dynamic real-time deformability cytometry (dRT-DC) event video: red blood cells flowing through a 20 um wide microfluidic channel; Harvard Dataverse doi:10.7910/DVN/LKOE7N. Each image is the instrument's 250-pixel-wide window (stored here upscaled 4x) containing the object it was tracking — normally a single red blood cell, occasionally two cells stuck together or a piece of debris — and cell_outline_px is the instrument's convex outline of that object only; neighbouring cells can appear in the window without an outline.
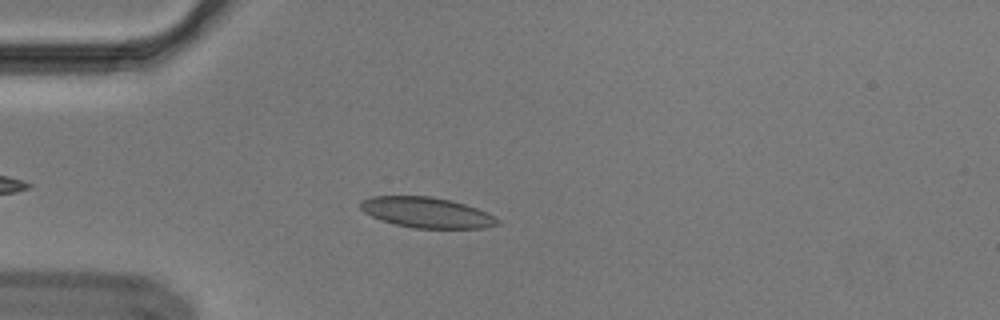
{"species": "Egyptian fruit bat (a non-hibernating species)", "species_latin": "Rousettus aegyptiacus", "temperature_condition": "cold", "stored_images_in_passage": 38, "camera_frame_rate_fps": 3000, "um_per_image_px": 0.085, "animal": {"sex": "male"}, "frame": {"image": 1, "passage_image": 8, "time_ms": 2.333, "image_size_px": [1000, 320], "cell_outline_px": [[500, 224], [484, 228], [412, 228], [380, 220], [364, 212], [360, 208], [360, 200], [372, 196], [432, 196], [452, 200], [488, 212], [500, 220]], "centroid_in_image_um": [36.27, 18.06], "position_along_channel_um": 48.7, "area_um2": 24.51}}
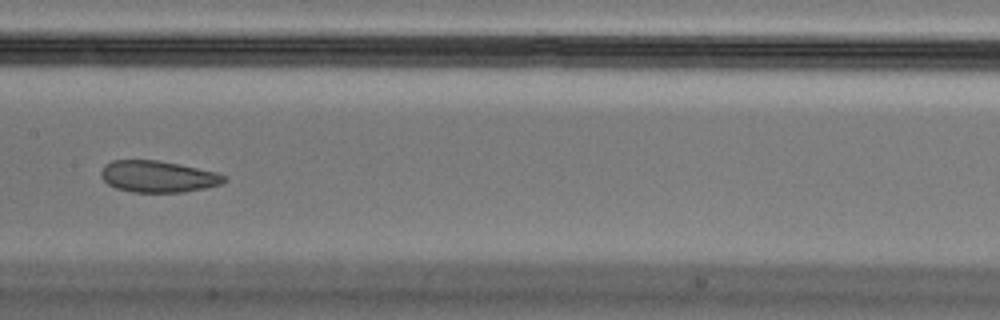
{"frame": {"image": 2, "passage_image": 21, "time_ms": 6.667, "image_size_px": [1000, 320], "cell_outline_px": [[228, 180], [220, 184], [204, 188], [184, 192], [132, 192], [116, 188], [108, 184], [100, 176], [100, 172], [104, 164], [112, 160], [160, 160], [180, 164], [216, 172], [228, 176]], "centroid_in_image_um": [13.43, 15.0], "position_along_channel_um": 194.0, "area_um2": 22.83}}
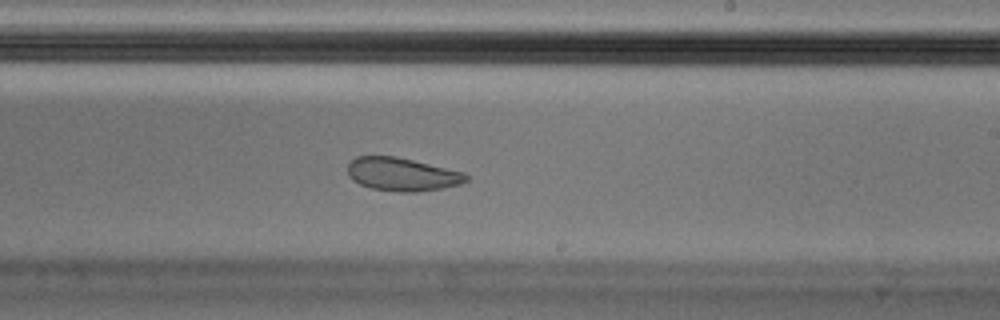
{"frame": {"image": 3, "passage_image": 26, "time_ms": 8.333, "image_size_px": [1000, 320], "cell_outline_px": [[468, 180], [460, 184], [444, 188], [416, 192], [400, 192], [372, 188], [360, 184], [352, 180], [348, 176], [348, 164], [356, 156], [396, 156], [464, 172], [468, 176]], "centroid_in_image_um": [34.18, 14.82], "position_along_channel_um": 254.8, "area_um2": 22.95}}